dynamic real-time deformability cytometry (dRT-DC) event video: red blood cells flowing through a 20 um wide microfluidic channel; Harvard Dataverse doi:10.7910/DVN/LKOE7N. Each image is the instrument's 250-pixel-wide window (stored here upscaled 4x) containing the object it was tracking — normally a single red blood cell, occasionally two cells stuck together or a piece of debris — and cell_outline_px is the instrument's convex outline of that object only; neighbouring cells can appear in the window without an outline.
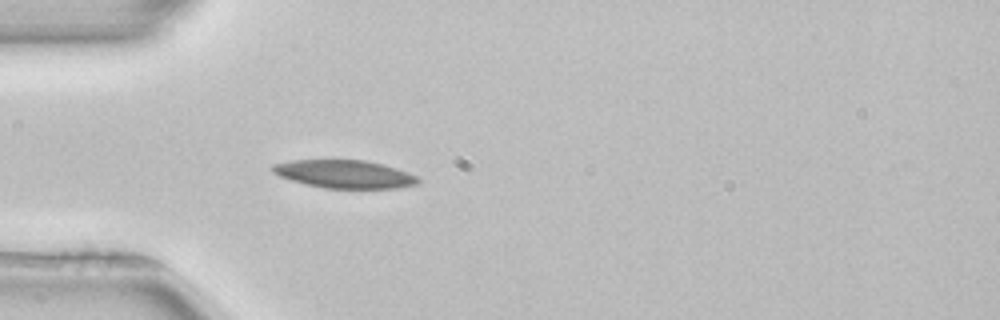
{"species": "common noctule bat (a hibernating species)", "species_latin": "Nyctalus noctula", "temperature_condition": "room temperature", "stored_images_in_passage": 36, "camera_frame_rate_fps": 3000, "um_per_image_px": 0.085, "animal": {"sex": "female", "body_mass_g": 22.7, "forearm_length_mm": 54.2}, "frame": {"image": 1, "passage_image": 6, "time_ms": 1.667, "image_size_px": [1000, 320], "cell_outline_px": [[420, 180], [416, 184], [396, 188], [324, 188], [292, 180], [280, 176], [272, 172], [272, 164], [292, 160], [368, 160], [384, 164], [408, 172], [416, 176]], "centroid_in_image_um": [29.29, 14.79], "position_along_channel_um": 55.7, "area_um2": 23.64}}
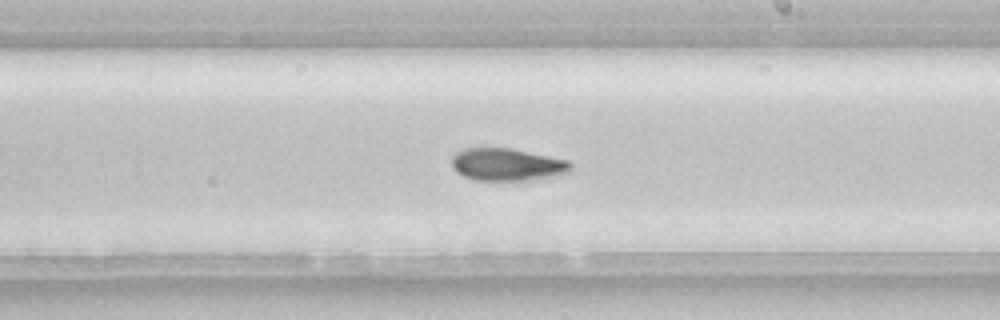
{"frame": {"image": 2, "passage_image": 21, "time_ms": 6.667, "image_size_px": [1000, 320], "cell_outline_px": [[572, 172], [560, 176], [528, 180], [476, 180], [464, 176], [456, 172], [452, 168], [452, 156], [456, 152], [464, 148], [512, 148], [568, 160], [572, 164]], "centroid_in_image_um": [43.14, 13.99], "position_along_channel_um": 245.9, "area_um2": 22.83}, "authors_computed_cell_mechanics": {"area_um2": 22.8599, "velocity_mm_per_s": 3.9327, "shape_relaxation_time_tau1_ms": 9.9906, "shape_relaxation_time_tau2_ms": null, "deformation_change_tau1": 0.2317, "deformation_change_tau2": null}}